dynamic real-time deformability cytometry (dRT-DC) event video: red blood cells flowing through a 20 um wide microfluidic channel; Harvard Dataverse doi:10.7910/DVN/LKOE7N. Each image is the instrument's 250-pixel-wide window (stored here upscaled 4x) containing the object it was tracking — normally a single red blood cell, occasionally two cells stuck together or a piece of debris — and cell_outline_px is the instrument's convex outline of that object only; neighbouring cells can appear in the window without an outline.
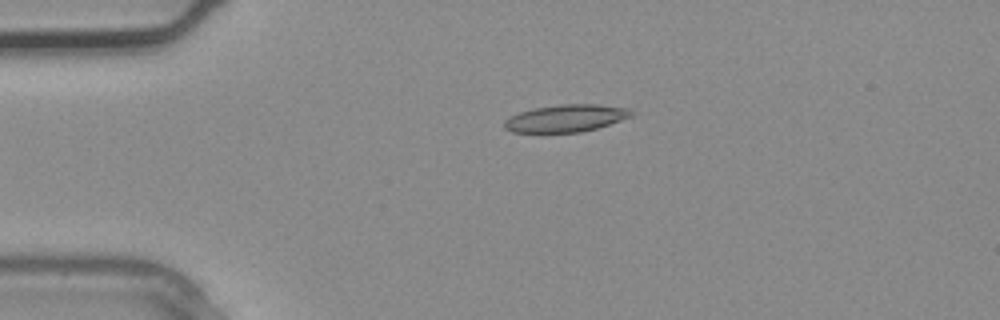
{"species": "common noctule bat (a hibernating species)", "species_latin": "Nyctalus noctula", "temperature_condition": "warm", "stored_images_in_passage": 2, "camera_frame_rate_fps": 3000, "um_per_image_px": 0.085, "animal": {"sex": "male", "body_mass_g": 20.4}, "frame": {"image": 1, "passage_image": 1, "time_ms": 0.0, "image_size_px": [1000, 320], "cell_outline_px": [[636, 112], [632, 116], [596, 128], [580, 132], [512, 132], [504, 128], [504, 120], [508, 116], [532, 108], [560, 104], [596, 104], [628, 108]], "centroid_in_image_um": [48.08, 10.04], "position_along_channel_um": 36.9, "area_um2": 20.23}}
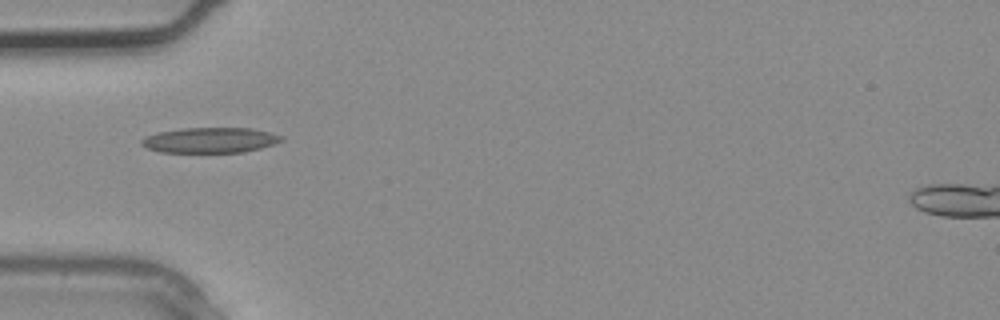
{"frame": {"image": 2, "passage_image": 2, "time_ms": 0.333, "image_size_px": [1000, 320], "cell_outline_px": [[284, 140], [260, 148], [244, 152], [160, 152], [148, 148], [140, 144], [140, 140], [144, 136], [156, 132], [180, 128], [252, 128], [284, 136]], "centroid_in_image_um": [17.82, 11.9], "position_along_channel_um": 67.2, "area_um2": 20.75}}